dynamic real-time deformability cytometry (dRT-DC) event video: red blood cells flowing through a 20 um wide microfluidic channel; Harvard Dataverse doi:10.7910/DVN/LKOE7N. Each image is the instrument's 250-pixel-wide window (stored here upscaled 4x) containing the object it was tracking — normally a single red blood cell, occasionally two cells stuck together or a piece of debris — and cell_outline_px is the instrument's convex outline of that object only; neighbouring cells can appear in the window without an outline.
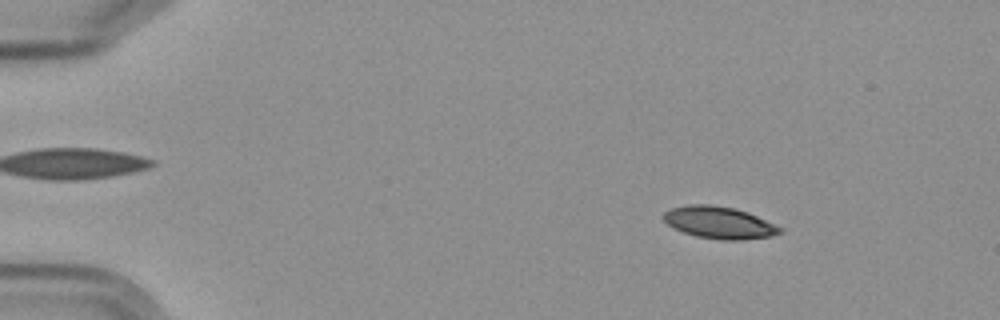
{"species": "Egyptian fruit bat (a non-hibernating species)", "species_latin": "Rousettus aegyptiacus", "temperature_condition": "cold", "stored_images_in_passage": 6, "camera_frame_rate_fps": 3000, "um_per_image_px": 0.085, "frame": {"image": 1, "passage_image": 2, "time_ms": 1.333, "image_size_px": [1000, 320], "cell_outline_px": [[784, 232], [772, 236], [740, 240], [720, 240], [696, 236], [672, 228], [664, 220], [664, 212], [672, 208], [688, 204], [712, 204], [732, 208], [748, 212], [784, 228]], "centroid_in_image_um": [61.16, 18.92], "position_along_channel_um": 23.8, "area_um2": 21.85}}
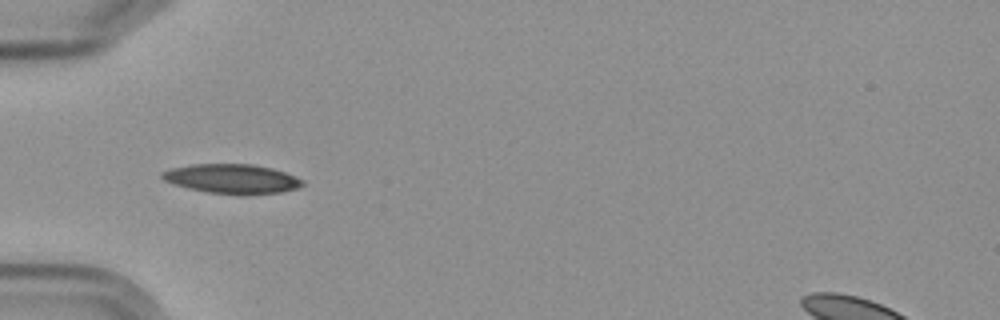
{"frame": {"image": 2, "passage_image": 5, "time_ms": 5.0, "image_size_px": [1000, 320], "cell_outline_px": [[304, 184], [296, 188], [280, 192], [244, 196], [240, 196], [208, 192], [188, 188], [164, 180], [160, 176], [160, 172], [172, 168], [192, 164], [252, 164], [272, 168], [284, 172], [304, 180]], "centroid_in_image_um": [19.73, 15.21], "position_along_channel_um": 65.3, "area_um2": 24.22}}
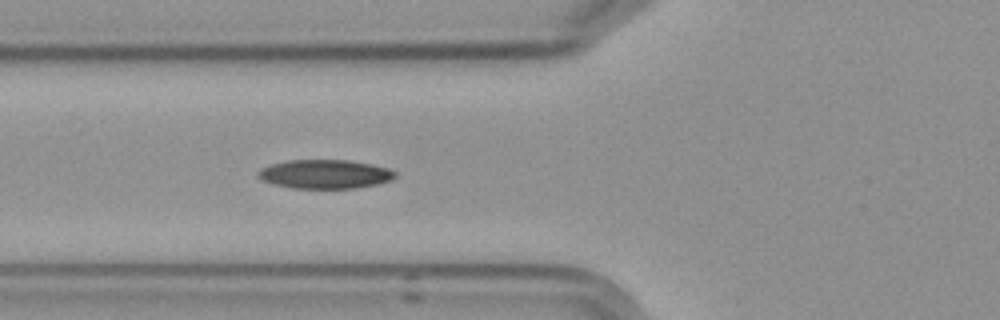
{"frame": {"image": 3, "passage_image": 6, "time_ms": 6.0, "image_size_px": [1000, 320], "cell_outline_px": [[396, 176], [392, 180], [376, 184], [356, 188], [292, 188], [276, 184], [264, 180], [256, 176], [256, 172], [260, 168], [272, 164], [288, 160], [348, 160], [372, 164], [388, 168], [396, 172]], "centroid_in_image_um": [27.63, 14.79], "position_along_channel_um": 98.2, "area_um2": 23.06}}